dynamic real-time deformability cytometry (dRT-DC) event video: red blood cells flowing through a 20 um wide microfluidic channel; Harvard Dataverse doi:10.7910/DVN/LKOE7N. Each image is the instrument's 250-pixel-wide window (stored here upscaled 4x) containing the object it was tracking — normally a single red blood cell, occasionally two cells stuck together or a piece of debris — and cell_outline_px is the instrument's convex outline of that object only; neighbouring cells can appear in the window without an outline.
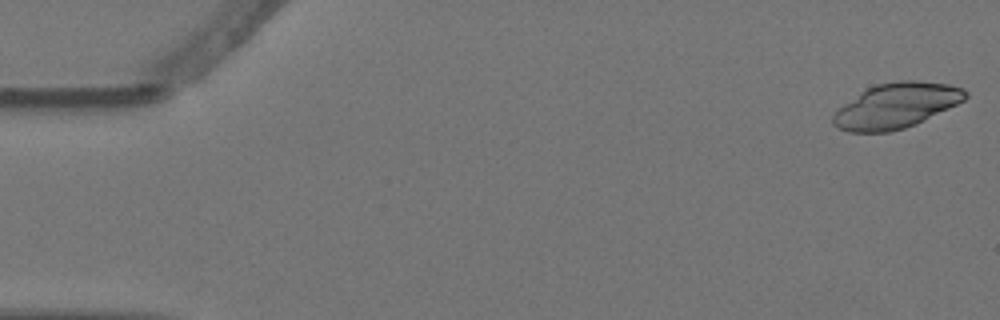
{"species": "Egyptian fruit bat (a non-hibernating species)", "species_latin": "Rousettus aegyptiacus", "temperature_condition": "warm", "stored_images_in_passage": 3, "camera_frame_rate_fps": 3000, "um_per_image_px": 0.085, "animal": {"sex": "female"}, "frame": {"image": 1, "passage_image": 1, "time_ms": 0.0, "image_size_px": [1000, 320], "cell_outline_px": [[968, 96], [964, 100], [916, 124], [892, 132], [848, 132], [836, 128], [832, 124], [832, 116], [844, 104], [868, 88], [876, 84], [900, 80], [916, 80], [948, 84], [964, 88], [968, 92]], "centroid_in_image_um": [76.18, 8.99], "position_along_channel_um": 8.8, "area_um2": 34.62}}